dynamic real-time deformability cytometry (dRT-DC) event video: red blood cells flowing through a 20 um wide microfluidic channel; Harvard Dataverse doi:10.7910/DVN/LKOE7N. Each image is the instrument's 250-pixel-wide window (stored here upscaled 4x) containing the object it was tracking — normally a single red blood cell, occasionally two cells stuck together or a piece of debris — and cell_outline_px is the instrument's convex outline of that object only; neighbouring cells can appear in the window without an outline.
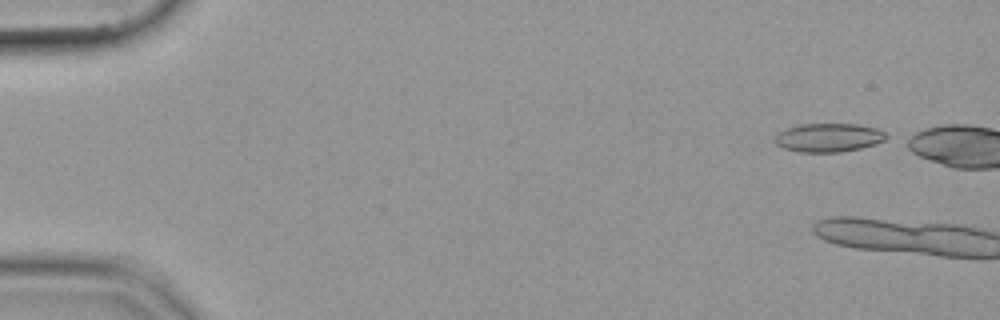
{"species": "common noctule bat (a hibernating species)", "species_latin": "Nyctalus noctula", "temperature_condition": "cold", "stored_images_in_passage": 5, "camera_frame_rate_fps": 3000, "um_per_image_px": 0.085, "animal": {"sex": "female", "body_mass_g": 19.9}, "frame": {"image": 1, "passage_image": 1, "time_ms": 0.0, "image_size_px": [1000, 320], "cell_outline_px": [[888, 136], [884, 140], [876, 144], [860, 148], [840, 152], [800, 152], [784, 148], [776, 144], [772, 140], [780, 132], [788, 128], [800, 124], [856, 124], [876, 128], [884, 132]], "centroid_in_image_um": [70.43, 11.7], "position_along_channel_um": 14.6, "area_um2": 18.5}}